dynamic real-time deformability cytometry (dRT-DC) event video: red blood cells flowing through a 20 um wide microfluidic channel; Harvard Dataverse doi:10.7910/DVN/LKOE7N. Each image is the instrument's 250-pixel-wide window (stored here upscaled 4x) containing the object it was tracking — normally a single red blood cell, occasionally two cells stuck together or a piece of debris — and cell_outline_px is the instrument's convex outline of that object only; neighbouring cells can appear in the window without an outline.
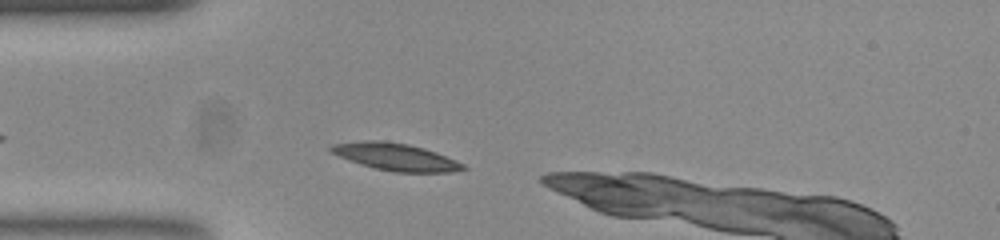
{"species": "common noctule bat (a hibernating species)", "species_latin": "Nyctalus noctula", "temperature_condition": "room temperature", "stored_images_in_passage": 34, "camera_frame_rate_fps": 3000, "um_per_image_px": 0.085, "animal": {"sex": "female", "body_mass_g": 23.0, "forearm_length_mm": 53.4}, "frame": {"image": 1, "passage_image": 2, "time_ms": 0.333, "image_size_px": [1000, 240], "cell_outline_px": [[468, 168], [452, 172], [396, 172], [376, 168], [360, 164], [348, 160], [328, 152], [328, 148], [332, 144], [364, 140], [384, 140], [408, 144], [424, 148], [436, 152], [456, 160], [464, 164]], "centroid_in_image_um": [33.6, 13.32], "position_along_channel_um": 51.4, "area_um2": 21.1}}
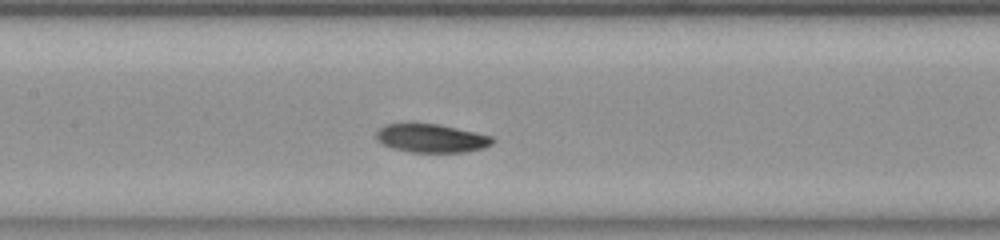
{"frame": {"image": 2, "passage_image": 12, "time_ms": 3.667, "image_size_px": [1000, 240], "cell_outline_px": [[496, 140], [492, 144], [484, 148], [464, 152], [412, 152], [392, 148], [376, 140], [376, 132], [384, 124], [408, 120], [436, 124], [456, 128], [492, 136]], "centroid_in_image_um": [36.61, 11.71], "position_along_channel_um": 170.8, "area_um2": 19.88}}
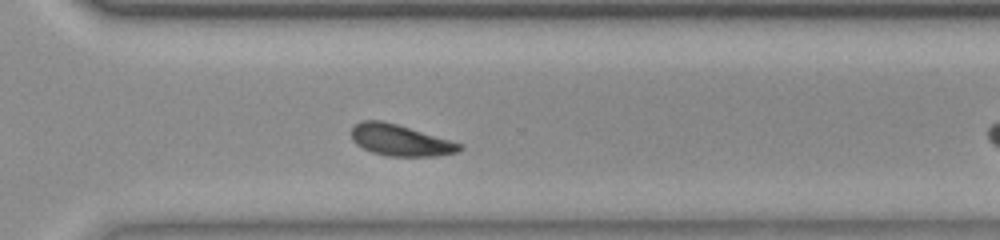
{"frame": {"image": 3, "passage_image": 25, "time_ms": 8.0, "image_size_px": [1000, 240], "cell_outline_px": [[464, 148], [456, 152], [436, 156], [388, 156], [372, 152], [356, 144], [352, 140], [352, 128], [360, 120], [380, 120], [396, 124], [464, 144]], "centroid_in_image_um": [34.03, 11.92], "position_along_channel_um": 336.6, "area_um2": 19.59}, "authors_computed_cell_mechanics": {"area_um2": 19.7676, "velocity_mm_per_s": 3.8274, "shape_relaxation_time_tau1_ms": 4.2309, "shape_relaxation_time_tau2_ms": 4.0423, "deformation_change_tau1": 0.1125, "deformation_change_tau2": 0.1123}}